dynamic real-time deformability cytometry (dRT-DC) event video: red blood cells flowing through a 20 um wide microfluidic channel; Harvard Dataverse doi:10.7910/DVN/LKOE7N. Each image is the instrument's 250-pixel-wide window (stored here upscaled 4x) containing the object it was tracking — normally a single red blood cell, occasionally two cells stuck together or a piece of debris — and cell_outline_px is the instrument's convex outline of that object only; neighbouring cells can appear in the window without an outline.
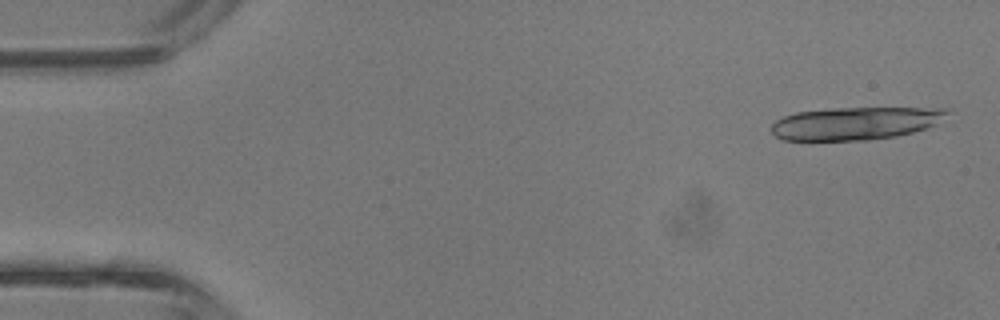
{"species": "common noctule bat (a hibernating species)", "species_latin": "Nyctalus noctula", "temperature_condition": "room temperature", "stored_images_in_passage": 14, "camera_frame_rate_fps": 3000, "um_per_image_px": 0.085, "animal": {"sex": "male", "body_mass_g": 13.3}, "frame": {"image": 1, "passage_image": 2, "time_ms": 0.333, "image_size_px": [1000, 320], "cell_outline_px": [[952, 112], [936, 124], [912, 132], [896, 136], [868, 140], [780, 140], [772, 132], [772, 124], [776, 120], [784, 116], [796, 112], [828, 108], [944, 108]], "centroid_in_image_um": [72.7, 10.48], "position_along_channel_um": 12.3, "area_um2": 33.58}}